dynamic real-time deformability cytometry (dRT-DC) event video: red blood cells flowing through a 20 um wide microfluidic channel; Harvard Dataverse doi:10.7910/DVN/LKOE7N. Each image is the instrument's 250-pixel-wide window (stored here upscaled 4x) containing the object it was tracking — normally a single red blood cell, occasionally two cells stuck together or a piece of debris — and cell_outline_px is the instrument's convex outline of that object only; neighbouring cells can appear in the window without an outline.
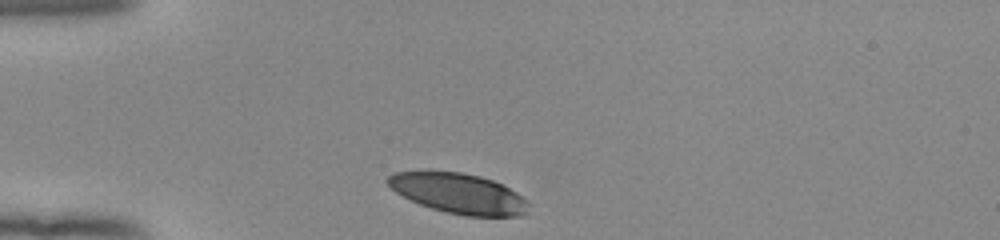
{"species": "human", "species_latin": "Homo sapiens", "temperature_condition": "room temperature", "stored_images_in_passage": 31, "camera_frame_rate_fps": 3000, "um_per_image_px": 0.085, "donor": {"sex": "female"}, "frame": {"image": 1, "passage_image": 1, "time_ms": 0.0, "image_size_px": [1000, 240], "cell_outline_px": [[528, 212], [520, 216], [468, 216], [448, 212], [432, 208], [420, 204], [396, 192], [384, 180], [392, 172], [460, 172], [480, 176], [492, 180], [516, 192], [528, 204]], "centroid_in_image_um": [38.97, 16.44], "position_along_channel_um": 46.0, "area_um2": 32.37}}
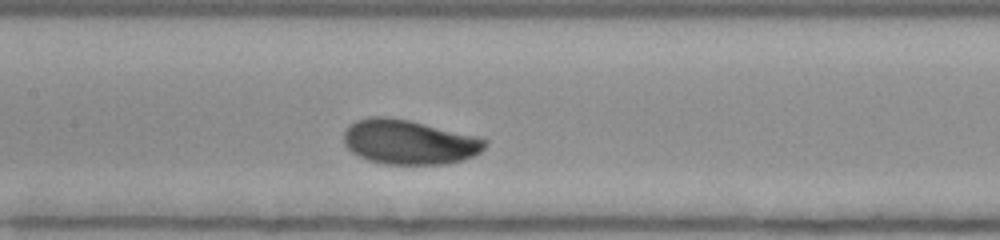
{"frame": {"image": 2, "passage_image": 13, "time_ms": 4.0, "image_size_px": [1000, 240], "cell_outline_px": [[488, 144], [480, 152], [472, 156], [448, 164], [384, 164], [368, 160], [352, 152], [344, 144], [344, 132], [348, 124], [356, 120], [368, 116], [384, 116], [408, 120], [476, 136], [488, 140]], "centroid_in_image_um": [34.74, 12.07], "position_along_channel_um": 172.7, "area_um2": 36.65}}
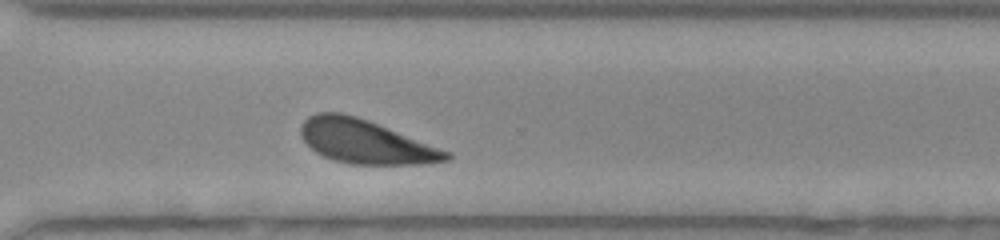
{"frame": {"image": 3, "passage_image": 26, "time_ms": 8.333, "image_size_px": [1000, 240], "cell_outline_px": [[452, 156], [448, 160], [420, 164], [352, 164], [332, 160], [316, 152], [300, 136], [300, 128], [304, 120], [308, 116], [316, 112], [340, 112], [356, 116], [452, 152]], "centroid_in_image_um": [31.05, 12.04], "position_along_channel_um": 339.5, "area_um2": 36.88}, "authors_computed_cell_mechanics": {"area_um2": 36.3562, "velocity_mm_per_s": 3.8525, "shape_relaxation_time_tau1_ms": 2.2758, "shape_relaxation_time_tau2_ms": null, "deformation_change_tau1": 0.1302, "deformation_change_tau2": null}}